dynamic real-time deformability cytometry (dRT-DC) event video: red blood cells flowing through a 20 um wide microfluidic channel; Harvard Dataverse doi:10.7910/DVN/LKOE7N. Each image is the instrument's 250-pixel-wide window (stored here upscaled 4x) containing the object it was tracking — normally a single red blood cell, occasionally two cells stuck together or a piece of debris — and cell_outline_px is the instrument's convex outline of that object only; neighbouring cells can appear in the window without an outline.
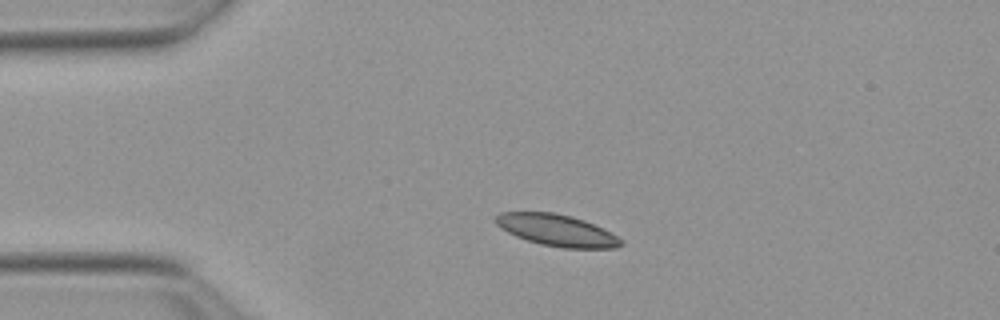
{"species": "Egyptian fruit bat (a non-hibernating species)", "species_latin": "Rousettus aegyptiacus", "temperature_condition": "warm", "stored_images_in_passage": 42, "camera_frame_rate_fps": 3000, "um_per_image_px": 0.085, "animal": {"sex": "female"}, "frame": {"image": 1, "passage_image": 1, "time_ms": 0.0, "image_size_px": [1000, 320], "cell_outline_px": [[624, 244], [616, 248], [564, 248], [540, 244], [516, 236], [500, 228], [496, 224], [496, 216], [500, 212], [552, 212], [572, 216], [584, 220], [624, 240]], "centroid_in_image_um": [47.32, 19.57], "position_along_channel_um": 37.7, "area_um2": 22.89}}
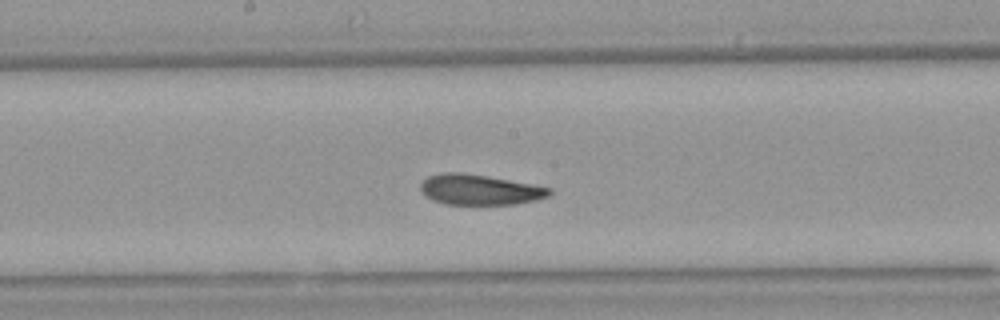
{"frame": {"image": 2, "passage_image": 17, "time_ms": 5.333, "image_size_px": [1000, 320], "cell_outline_px": [[552, 192], [548, 196], [536, 200], [516, 204], [444, 204], [432, 200], [420, 188], [420, 184], [428, 176], [440, 172], [460, 172], [488, 176], [532, 184], [552, 188]], "centroid_in_image_um": [40.78, 16.11], "position_along_channel_um": 207.4, "area_um2": 22.77}}
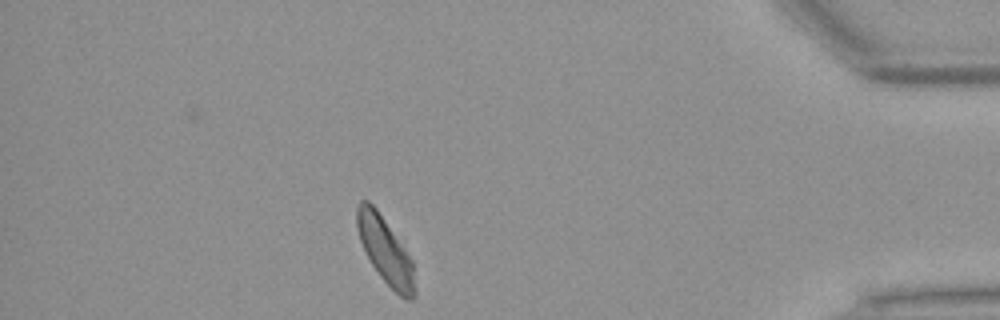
{"frame": {"image": 3, "passage_image": 36, "time_ms": 11.667, "image_size_px": [1000, 320], "cell_outline_px": [[416, 296], [412, 300], [404, 300], [380, 276], [372, 264], [360, 240], [356, 228], [356, 208], [360, 200], [368, 200], [376, 208], [412, 260], [416, 288]], "centroid_in_image_um": [32.75, 21.31], "position_along_channel_um": 402.4, "area_um2": 22.08}, "authors_computed_cell_mechanics": {"area_um2": 23.5246, "velocity_mm_per_s": 3.8071, "shape_relaxation_time_tau1_ms": 4.9768, "shape_relaxation_time_tau2_ms": 3.5098, "deformation_change_tau1": 0.1379, "deformation_change_tau2": 0.0999}}